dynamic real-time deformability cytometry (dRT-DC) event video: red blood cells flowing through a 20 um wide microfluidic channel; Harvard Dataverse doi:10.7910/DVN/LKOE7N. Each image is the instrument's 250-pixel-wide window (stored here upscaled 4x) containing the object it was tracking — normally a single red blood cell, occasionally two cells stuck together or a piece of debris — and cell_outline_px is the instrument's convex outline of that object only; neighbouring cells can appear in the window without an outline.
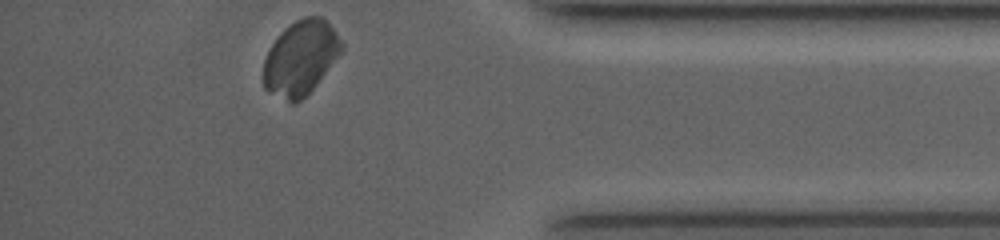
{"species": "common noctule bat (a hibernating species)", "species_latin": "Nyctalus noctula", "temperature_condition": "room temperature", "stored_images_in_passage": 30, "camera_frame_rate_fps": 4000, "um_per_image_px": 0.085, "animal": {"sex": "female", "body_mass_g": 19.0, "forearm_length_mm": 53.3}, "frame": {"image": 1, "passage_image": 30, "time_ms": 11.75, "image_size_px": [1000, 240], "cell_outline_px": [[344, 48], [316, 84], [296, 104], [292, 104], [264, 88], [264, 60], [272, 44], [280, 32], [284, 28], [296, 20], [304, 16], [324, 16], [344, 44]], "centroid_in_image_um": [25.56, 4.88], "position_along_channel_um": 409.6, "area_um2": 33.52}}